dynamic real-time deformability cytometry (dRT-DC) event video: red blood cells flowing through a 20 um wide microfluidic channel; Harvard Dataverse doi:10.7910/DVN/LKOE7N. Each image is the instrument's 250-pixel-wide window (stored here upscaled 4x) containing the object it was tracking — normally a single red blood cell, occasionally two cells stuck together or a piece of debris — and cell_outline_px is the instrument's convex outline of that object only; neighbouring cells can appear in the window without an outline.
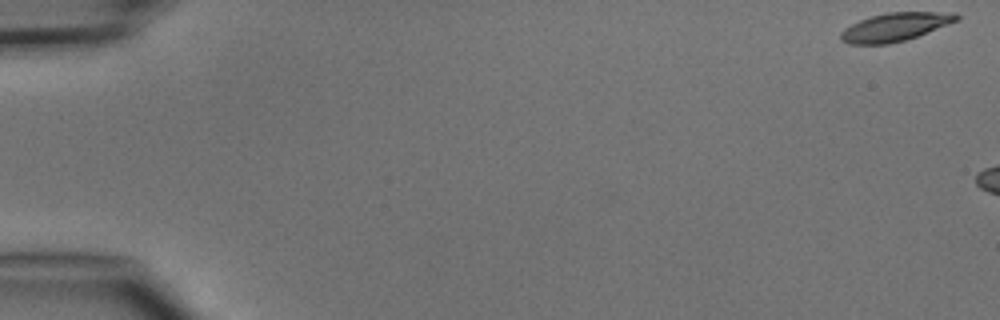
{"species": "common noctule bat (a hibernating species)", "species_latin": "Nyctalus noctula", "temperature_condition": "cold", "stored_images_in_passage": 3, "camera_frame_rate_fps": 3000, "um_per_image_px": 0.085, "animal": {"sex": "male", "body_mass_g": 15.6}, "frame": {"image": 1, "passage_image": 1, "time_ms": 0.0, "image_size_px": [1000, 320], "cell_outline_px": [[960, 20], [916, 36], [904, 40], [888, 44], [848, 44], [840, 40], [840, 32], [844, 28], [860, 20], [872, 16], [888, 12], [956, 12], [960, 16]], "centroid_in_image_um": [76.09, 2.29], "position_along_channel_um": 8.9, "area_um2": 19.07}}